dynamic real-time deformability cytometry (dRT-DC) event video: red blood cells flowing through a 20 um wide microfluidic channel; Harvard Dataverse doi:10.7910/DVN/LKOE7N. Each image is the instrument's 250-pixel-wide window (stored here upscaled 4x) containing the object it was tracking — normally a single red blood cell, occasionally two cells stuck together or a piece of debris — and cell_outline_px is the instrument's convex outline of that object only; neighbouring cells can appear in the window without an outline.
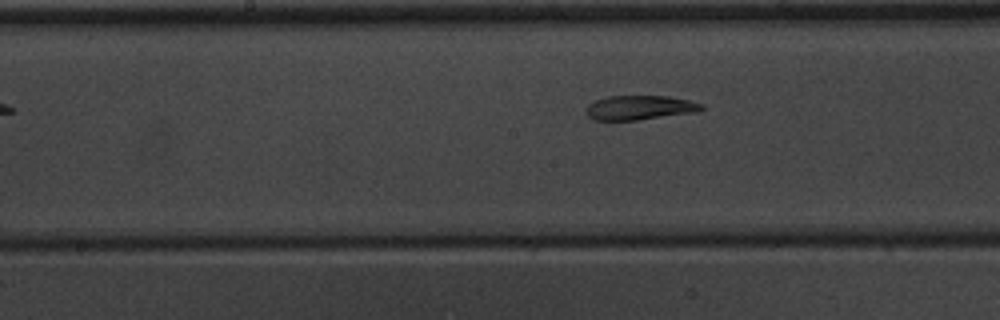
{"species": "common noctule bat (a hibernating species)", "species_latin": "Nyctalus noctula", "temperature_condition": "warm", "stored_images_in_passage": 6, "camera_frame_rate_fps": 3000, "um_per_image_px": 0.085, "animal": {"sex": "male", "body_mass_g": 20.1, "forearm_length_mm": 53.5}, "frame": {"image": 1, "passage_image": 6, "time_ms": 7.0, "image_size_px": [1000, 320], "cell_outline_px": [[704, 108], [700, 112], [636, 120], [592, 120], [584, 112], [588, 104], [596, 100], [608, 96], [668, 96], [692, 100], [704, 104]], "centroid_in_image_um": [54.41, 9.15], "position_along_channel_um": 193.8, "area_um2": 16.7}}